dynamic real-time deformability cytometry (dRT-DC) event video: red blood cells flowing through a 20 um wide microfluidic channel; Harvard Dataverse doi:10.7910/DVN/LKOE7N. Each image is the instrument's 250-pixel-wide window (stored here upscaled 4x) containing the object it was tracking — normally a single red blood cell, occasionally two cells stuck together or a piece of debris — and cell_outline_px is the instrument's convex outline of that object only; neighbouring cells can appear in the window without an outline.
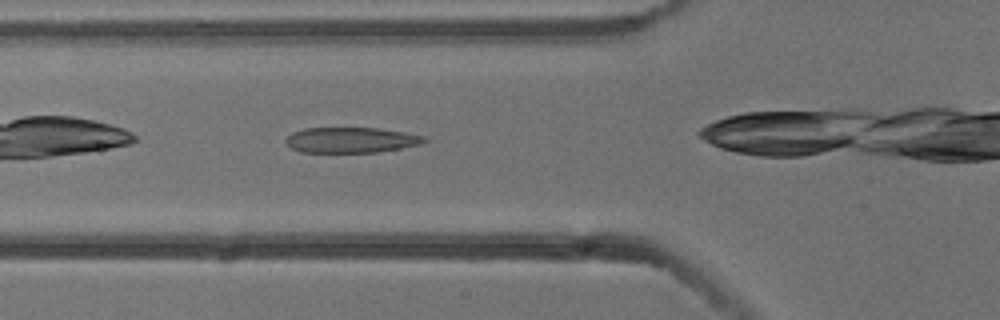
{"species": "common noctule bat (a hibernating species)", "species_latin": "Nyctalus noctula", "temperature_condition": "cold", "stored_images_in_passage": 5, "camera_frame_rate_fps": 3000, "um_per_image_px": 0.085, "animal": {"sex": "male", "body_mass_g": 13.3}, "frame": {"image": 1, "passage_image": 2, "time_ms": 0.333, "image_size_px": [1000, 320], "cell_outline_px": [[428, 140], [420, 144], [400, 148], [376, 152], [300, 152], [284, 144], [284, 140], [292, 132], [304, 128], [380, 128], [404, 132], [424, 136]], "centroid_in_image_um": [29.8, 11.9], "position_along_channel_um": 96.0, "area_um2": 20.58}}